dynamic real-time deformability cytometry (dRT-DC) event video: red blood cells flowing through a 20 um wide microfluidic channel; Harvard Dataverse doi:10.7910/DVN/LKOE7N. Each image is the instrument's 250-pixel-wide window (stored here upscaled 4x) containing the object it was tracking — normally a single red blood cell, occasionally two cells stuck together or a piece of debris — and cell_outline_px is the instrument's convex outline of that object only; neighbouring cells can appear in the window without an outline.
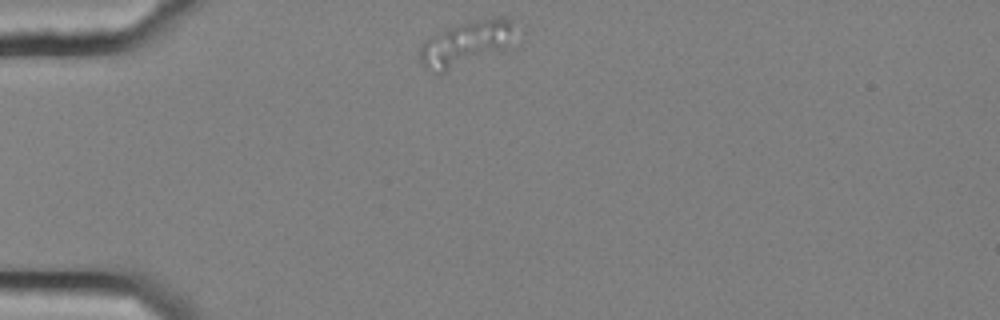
{"species": "common noctule bat (a hibernating species)", "species_latin": "Nyctalus noctula", "temperature_condition": "cold", "stored_images_in_passage": 44, "camera_frame_rate_fps": 3000, "um_per_image_px": 0.085, "animal": {"sex": "female", "body_mass_g": 25.1}, "frame": {"image": 1, "passage_image": 1, "time_ms": 0.0, "image_size_px": [1000, 320], "cell_outline_px": [[524, 40], [440, 76], [436, 76], [416, 56], [420, 44], [424, 40], [448, 28], [460, 24], [500, 16], [508, 16], [524, 24]], "centroid_in_image_um": [39.86, 3.68], "position_along_channel_um": 45.1, "area_um2": 27.11}}
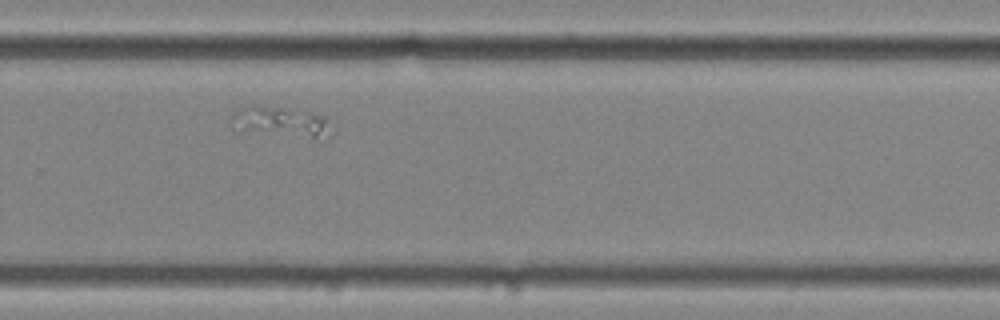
{"frame": {"image": 2, "passage_image": 26, "time_ms": 8.333, "image_size_px": [1000, 320], "cell_outline_px": [[324, 132], [316, 136], [312, 136], [236, 132], [232, 128], [228, 120], [240, 108], [256, 104], [312, 112], [324, 116]], "centroid_in_image_um": [23.53, 10.3], "position_along_channel_um": 306.3, "area_um2": 16.88}}
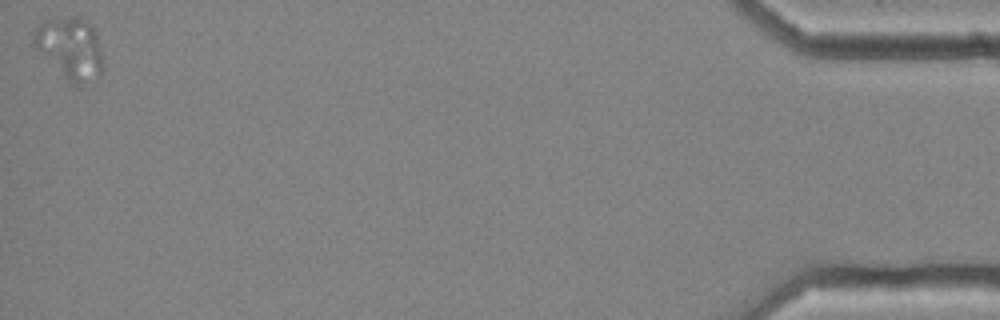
{"frame": {"image": 3, "passage_image": 44, "time_ms": 14.333, "image_size_px": [1000, 320], "cell_outline_px": [[104, 72], [76, 88], [32, 44], [32, 32], [40, 24], [48, 20], [84, 20], [92, 28], [96, 36], [104, 60]], "centroid_in_image_um": [5.98, 4.18], "position_along_channel_um": 429.2, "area_um2": 23.99}}